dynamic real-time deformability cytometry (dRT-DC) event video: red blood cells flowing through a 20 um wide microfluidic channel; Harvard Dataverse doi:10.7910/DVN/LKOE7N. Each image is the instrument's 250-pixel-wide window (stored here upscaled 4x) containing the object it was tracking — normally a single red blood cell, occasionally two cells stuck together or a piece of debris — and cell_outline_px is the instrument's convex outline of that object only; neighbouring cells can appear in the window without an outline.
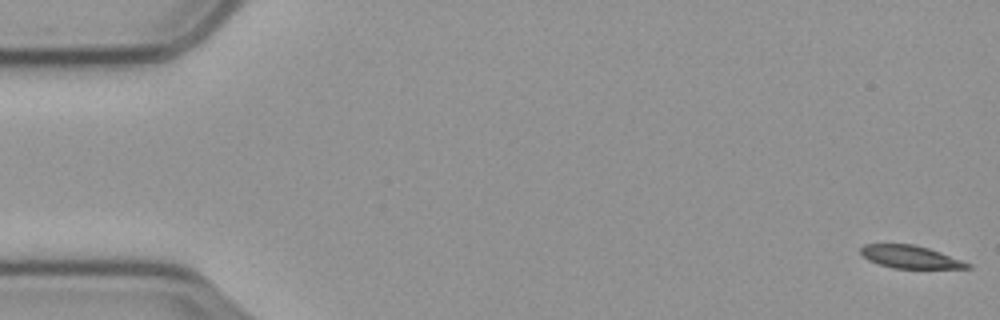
{"species": "common noctule bat (a hibernating species)", "species_latin": "Nyctalus noctula", "temperature_condition": "cold", "stored_images_in_passage": 59, "camera_frame_rate_fps": 3000, "um_per_image_px": 0.085, "animal": {"sex": "male", "body_mass_g": 23.1, "forearm_length_mm": 52.7}, "frame": {"image": 1, "passage_image": 1, "time_ms": 0.0, "image_size_px": [1000, 320], "cell_outline_px": [[972, 268], [892, 268], [868, 260], [860, 252], [860, 248], [864, 244], [912, 244], [928, 248], [940, 252], [972, 264]], "centroid_in_image_um": [77.37, 21.83], "position_along_channel_um": 7.6, "area_um2": 13.99}}
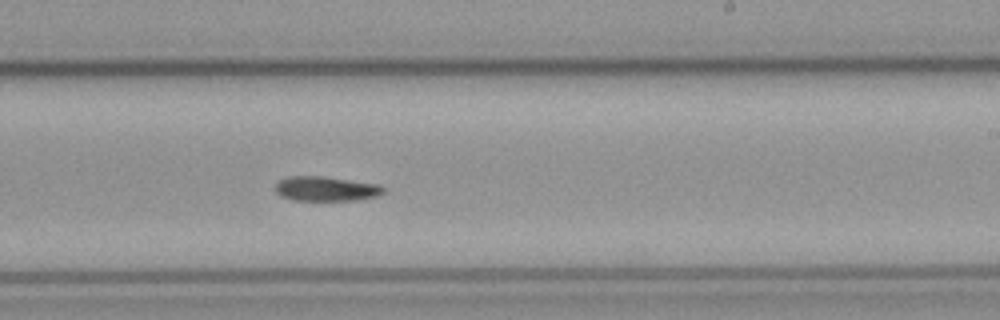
{"frame": {"image": 2, "passage_image": 35, "time_ms": 11.333, "image_size_px": [1000, 320], "cell_outline_px": [[384, 192], [376, 196], [356, 200], [292, 200], [280, 196], [272, 188], [280, 180], [288, 176], [324, 176], [380, 184], [384, 188]], "centroid_in_image_um": [27.67, 16.04], "position_along_channel_um": 261.3, "area_um2": 15.66}}
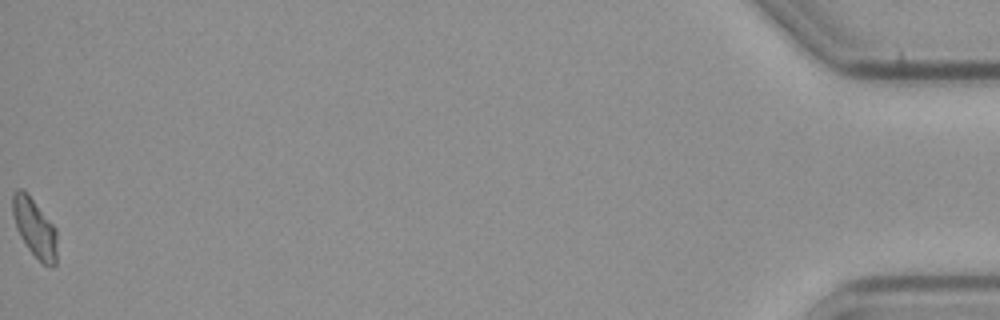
{"frame": {"image": 3, "passage_image": 59, "time_ms": 19.333, "image_size_px": [1000, 320], "cell_outline_px": [[56, 264], [48, 268], [28, 248], [20, 236], [16, 228], [12, 212], [12, 192], [16, 188], [20, 188], [28, 192], [56, 228]], "centroid_in_image_um": [2.93, 19.31], "position_along_channel_um": 432.3, "area_um2": 15.32}, "authors_computed_cell_mechanics": {"area_um2": 15.6638, "velocity_mm_per_s": 3.4985, "shape_relaxation_time_tau1_ms": 6.97, "shape_relaxation_time_tau2_ms": null, "deformation_change_tau1": 0.1537, "deformation_change_tau2": null}}